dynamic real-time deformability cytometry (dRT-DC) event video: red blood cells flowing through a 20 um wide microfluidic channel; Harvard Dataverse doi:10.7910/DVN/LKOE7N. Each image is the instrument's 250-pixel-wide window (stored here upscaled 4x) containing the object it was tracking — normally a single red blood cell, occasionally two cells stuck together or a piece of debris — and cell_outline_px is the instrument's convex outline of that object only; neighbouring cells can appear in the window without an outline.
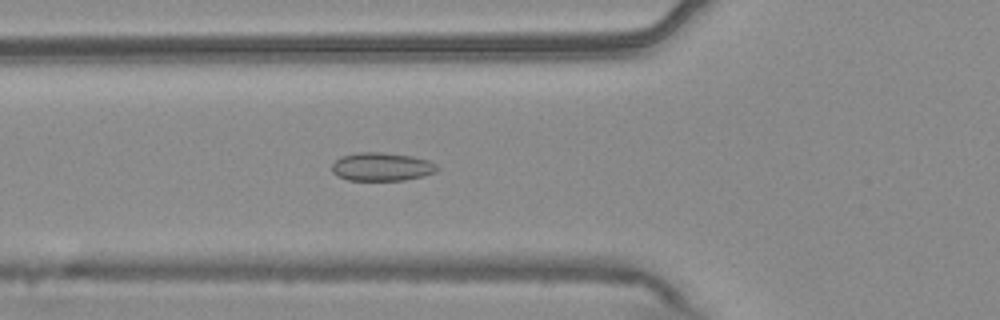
{"species": "common noctule bat (a hibernating species)", "species_latin": "Nyctalus noctula", "temperature_condition": "warm", "stored_images_in_passage": 55, "camera_frame_rate_fps": 3000, "um_per_image_px": 0.085, "animal": {"sex": "male", "body_mass_g": 20.4}, "frame": {"image": 1, "passage_image": 20, "time_ms": 6.333, "image_size_px": [1000, 320], "cell_outline_px": [[440, 168], [436, 172], [424, 176], [404, 180], [348, 180], [336, 176], [332, 172], [332, 164], [340, 156], [360, 152], [380, 152], [412, 156], [428, 160], [436, 164]], "centroid_in_image_um": [32.45, 14.18], "position_along_channel_um": 93.4, "area_um2": 17.51}}
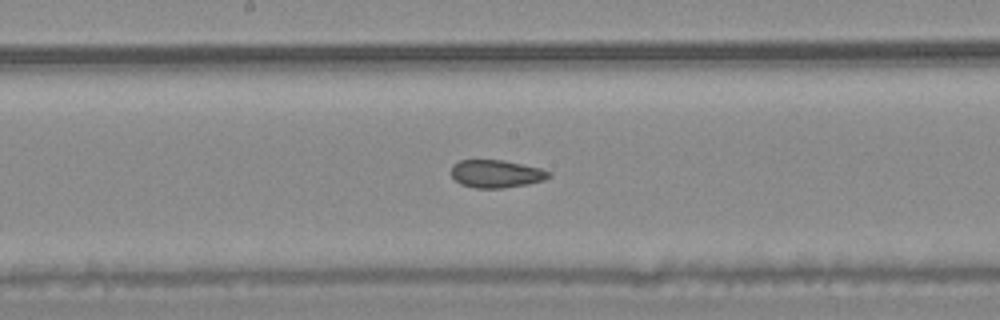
{"frame": {"image": 2, "passage_image": 29, "time_ms": 9.333, "image_size_px": [1000, 320], "cell_outline_px": [[552, 176], [544, 180], [528, 184], [504, 188], [476, 188], [460, 184], [452, 176], [452, 164], [460, 160], [504, 160], [540, 168], [552, 172]], "centroid_in_image_um": [42.2, 14.77], "position_along_channel_um": 206.0, "area_um2": 15.9}}
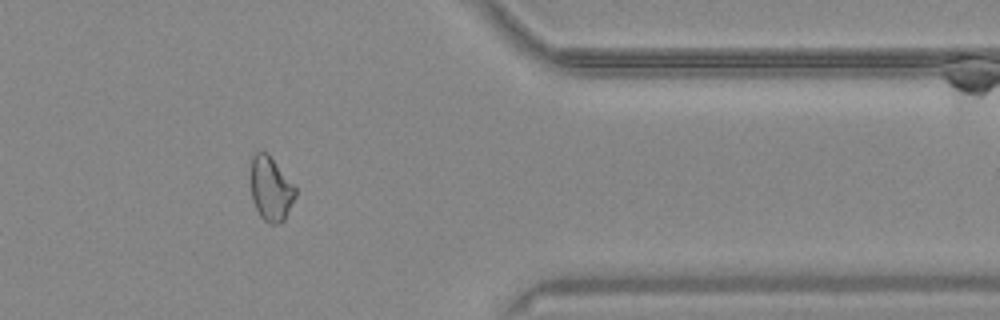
{"frame": {"image": 3, "passage_image": 45, "time_ms": 14.667, "image_size_px": [1000, 320], "cell_outline_px": [[296, 196], [284, 220], [280, 224], [268, 224], [260, 216], [252, 200], [252, 156], [256, 152], [268, 152], [296, 188]], "centroid_in_image_um": [23.03, 16.07], "position_along_channel_um": 388.4, "area_um2": 16.59}, "authors_computed_cell_mechanics": {"area_um2": 17.5134, "velocity_mm_per_s": 3.7408, "shape_relaxation_time_tau1_ms": null, "shape_relaxation_time_tau2_ms": 2.3418, "deformation_change_tau1": null, "deformation_change_tau2": 0.0782}}